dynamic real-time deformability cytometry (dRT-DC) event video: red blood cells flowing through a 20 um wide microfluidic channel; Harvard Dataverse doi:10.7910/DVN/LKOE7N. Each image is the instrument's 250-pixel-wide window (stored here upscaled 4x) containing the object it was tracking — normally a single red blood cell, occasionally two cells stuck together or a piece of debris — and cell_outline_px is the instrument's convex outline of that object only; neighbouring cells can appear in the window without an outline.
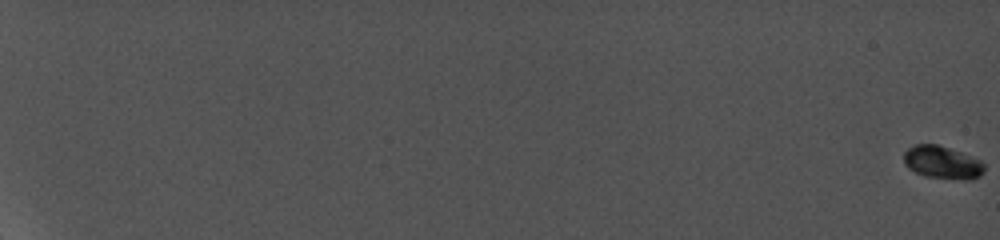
{"species": "common noctule bat (a hibernating species)", "species_latin": "Nyctalus noctula", "temperature_condition": "cold", "stored_images_in_passage": 17, "camera_frame_rate_fps": 5000, "um_per_image_px": 0.085, "animal": {"sex": "female", "body_mass_g": 19.0, "forearm_length_mm": 56.7}, "frame": {"image": 1, "passage_image": 1, "time_ms": 0.0, "image_size_px": [1000, 240], "cell_outline_px": [[984, 172], [980, 176], [972, 180], [964, 180], [924, 176], [908, 168], [904, 164], [904, 152], [908, 148], [916, 144], [936, 144], [960, 152], [980, 160], [984, 164]], "centroid_in_image_um": [80.1, 13.82], "position_along_channel_um": 4.9, "area_um2": 15.37}}
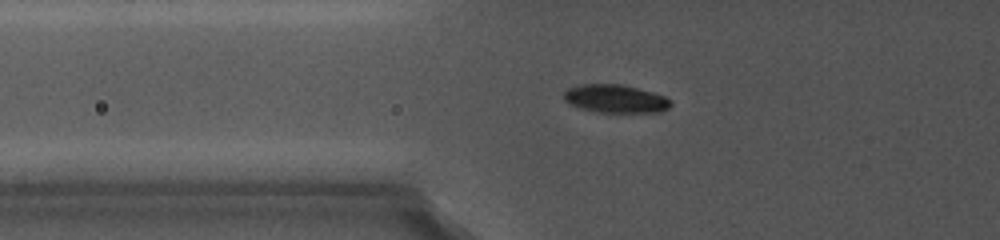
{"frame": {"image": 2, "passage_image": 15, "time_ms": 9.4, "image_size_px": [1000, 240], "cell_outline_px": [[672, 104], [668, 108], [660, 112], [596, 112], [580, 108], [568, 104], [564, 100], [564, 92], [568, 88], [580, 84], [624, 84], [652, 92], [664, 96], [672, 100]], "centroid_in_image_um": [52.3, 8.39], "position_along_channel_um": 73.5, "area_um2": 17.69}}
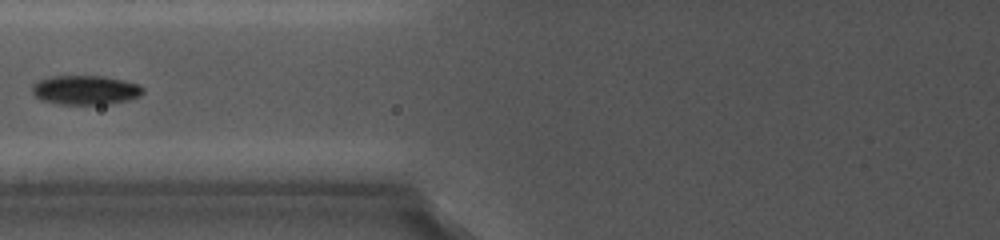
{"frame": {"image": 3, "passage_image": 17, "time_ms": 10.8, "image_size_px": [1000, 240], "cell_outline_px": [[144, 92], [140, 96], [128, 100], [108, 104], [56, 104], [40, 100], [32, 92], [32, 84], [40, 80], [52, 76], [104, 76], [140, 84], [144, 88]], "centroid_in_image_um": [7.27, 7.65], "position_along_channel_um": 118.5, "area_um2": 19.02}}